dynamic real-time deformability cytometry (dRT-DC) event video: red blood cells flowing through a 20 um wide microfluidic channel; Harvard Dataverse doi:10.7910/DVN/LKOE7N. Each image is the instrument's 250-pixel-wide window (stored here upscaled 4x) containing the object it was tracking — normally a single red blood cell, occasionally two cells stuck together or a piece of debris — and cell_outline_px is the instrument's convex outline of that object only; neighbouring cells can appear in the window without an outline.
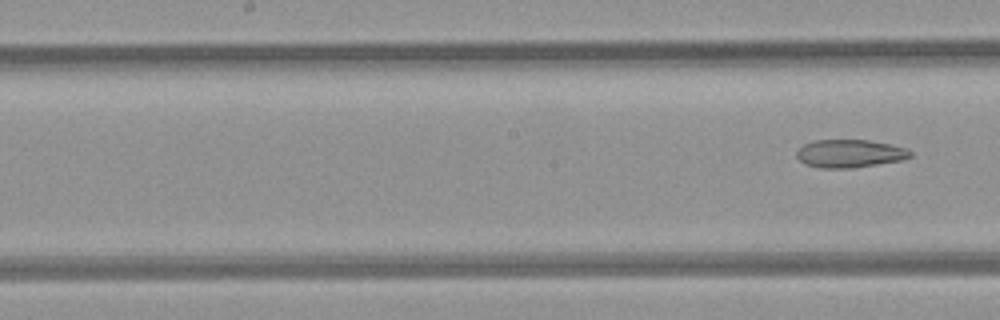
{"species": "common noctule bat (a hibernating species)", "species_latin": "Nyctalus noctula", "temperature_condition": "room temperature", "stored_images_in_passage": 9, "segment_of_instrument_passage": [2, 2], "camera_frame_rate_fps": 3000, "um_per_image_px": 0.085, "animal": {"sex": "female", "body_mass_g": 21.9}, "frame": {"image": 1, "passage_image": 9, "time_ms": 9.333, "image_size_px": [1000, 320], "cell_outline_px": [[912, 156], [900, 160], [852, 168], [820, 168], [804, 164], [796, 156], [796, 152], [804, 144], [816, 140], [868, 140], [892, 144], [908, 148], [912, 152]], "centroid_in_image_um": [72.24, 13.05], "position_along_channel_um": 176.0, "area_um2": 18.55}}